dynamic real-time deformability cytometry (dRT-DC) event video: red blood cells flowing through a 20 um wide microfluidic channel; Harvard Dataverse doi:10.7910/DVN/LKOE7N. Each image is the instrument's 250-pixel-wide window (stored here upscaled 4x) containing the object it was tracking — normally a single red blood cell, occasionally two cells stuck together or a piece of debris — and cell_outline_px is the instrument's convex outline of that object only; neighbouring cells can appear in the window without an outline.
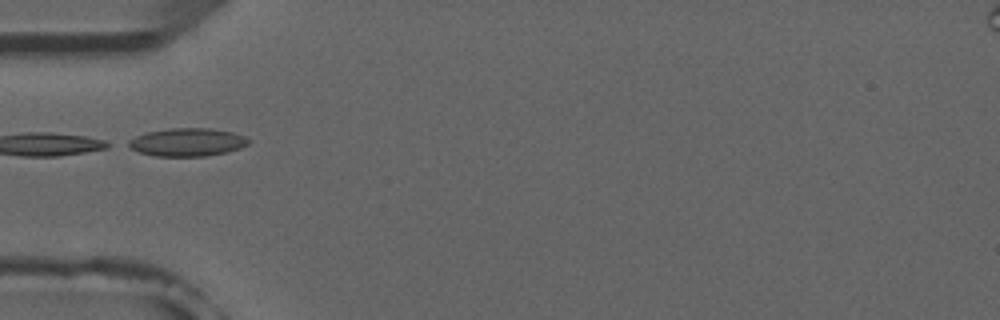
{"species": "common noctule bat (a hibernating species)", "species_latin": "Nyctalus noctula", "temperature_condition": "room temperature", "stored_images_in_passage": 2, "camera_frame_rate_fps": 3000, "um_per_image_px": 0.085, "animal": {"sex": "male", "forearm_length_mm": 52.5}, "frame": {"image": 1, "passage_image": 2, "time_ms": 1.333, "image_size_px": [1000, 320], "cell_outline_px": [[248, 144], [240, 148], [228, 152], [204, 156], [156, 156], [140, 152], [124, 144], [128, 140], [136, 136], [148, 132], [172, 128], [212, 128], [232, 132], [244, 136], [248, 140]], "centroid_in_image_um": [15.91, 12.08], "position_along_channel_um": 69.1, "area_um2": 19.54}}